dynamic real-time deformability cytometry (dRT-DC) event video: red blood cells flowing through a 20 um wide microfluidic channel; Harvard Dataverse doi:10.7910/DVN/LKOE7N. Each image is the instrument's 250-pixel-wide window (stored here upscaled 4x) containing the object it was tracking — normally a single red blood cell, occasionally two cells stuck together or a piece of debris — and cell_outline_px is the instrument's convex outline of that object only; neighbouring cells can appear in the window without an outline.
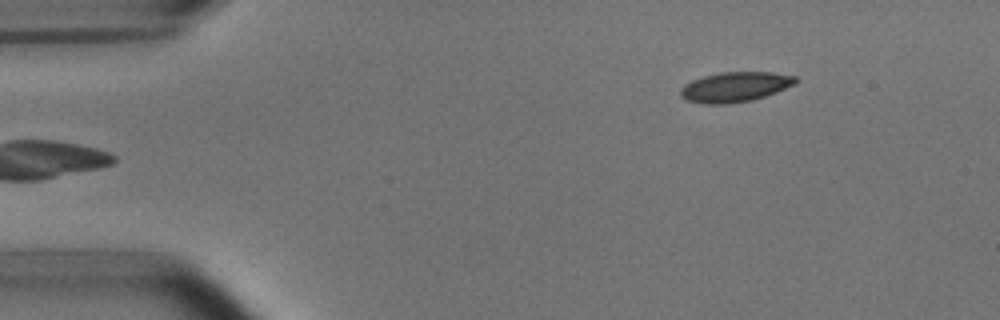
{"species": "common noctule bat (a hibernating species)", "species_latin": "Nyctalus noctula", "temperature_condition": "room temperature", "stored_images_in_passage": 4, "camera_frame_rate_fps": 3000, "um_per_image_px": 0.085, "animal": {"sex": "male", "body_mass_g": 15.6}, "frame": {"image": 1, "passage_image": 4, "time_ms": 3.667, "image_size_px": [1000, 320], "cell_outline_px": [[800, 80], [796, 84], [776, 92], [752, 100], [728, 104], [704, 104], [684, 100], [680, 96], [680, 88], [684, 84], [692, 80], [704, 76], [720, 72], [772, 72], [796, 76]], "centroid_in_image_um": [62.47, 7.39], "position_along_channel_um": 22.5, "area_um2": 20.35}}